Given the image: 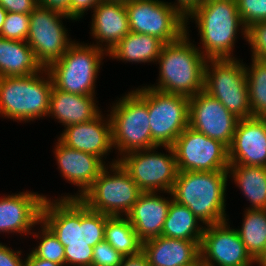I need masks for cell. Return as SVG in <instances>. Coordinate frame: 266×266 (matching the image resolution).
Wrapping results in <instances>:
<instances>
[{
  "mask_svg": "<svg viewBox=\"0 0 266 266\" xmlns=\"http://www.w3.org/2000/svg\"><path fill=\"white\" fill-rule=\"evenodd\" d=\"M109 217L78 198L45 197L41 208V221L64 246L65 266H92L93 247L104 241Z\"/></svg>",
  "mask_w": 266,
  "mask_h": 266,
  "instance_id": "obj_1",
  "label": "cell"
},
{
  "mask_svg": "<svg viewBox=\"0 0 266 266\" xmlns=\"http://www.w3.org/2000/svg\"><path fill=\"white\" fill-rule=\"evenodd\" d=\"M188 28L178 40L164 44L155 63H159L158 83L148 87L189 98L204 90L208 59L190 41Z\"/></svg>",
  "mask_w": 266,
  "mask_h": 266,
  "instance_id": "obj_2",
  "label": "cell"
},
{
  "mask_svg": "<svg viewBox=\"0 0 266 266\" xmlns=\"http://www.w3.org/2000/svg\"><path fill=\"white\" fill-rule=\"evenodd\" d=\"M188 20L195 21L202 44L197 48L207 59L236 58L233 51L240 30L247 40V28L240 18L236 0H204L186 18V26Z\"/></svg>",
  "mask_w": 266,
  "mask_h": 266,
  "instance_id": "obj_3",
  "label": "cell"
},
{
  "mask_svg": "<svg viewBox=\"0 0 266 266\" xmlns=\"http://www.w3.org/2000/svg\"><path fill=\"white\" fill-rule=\"evenodd\" d=\"M228 171L178 172L171 194L187 208L203 226L229 220L226 214Z\"/></svg>",
  "mask_w": 266,
  "mask_h": 266,
  "instance_id": "obj_4",
  "label": "cell"
},
{
  "mask_svg": "<svg viewBox=\"0 0 266 266\" xmlns=\"http://www.w3.org/2000/svg\"><path fill=\"white\" fill-rule=\"evenodd\" d=\"M52 88L46 68L28 76L0 77V117L20 123L48 117Z\"/></svg>",
  "mask_w": 266,
  "mask_h": 266,
  "instance_id": "obj_5",
  "label": "cell"
},
{
  "mask_svg": "<svg viewBox=\"0 0 266 266\" xmlns=\"http://www.w3.org/2000/svg\"><path fill=\"white\" fill-rule=\"evenodd\" d=\"M117 101V102H116ZM111 106L112 144L118 155L147 150L158 145L152 140L147 108V86L125 93Z\"/></svg>",
  "mask_w": 266,
  "mask_h": 266,
  "instance_id": "obj_6",
  "label": "cell"
},
{
  "mask_svg": "<svg viewBox=\"0 0 266 266\" xmlns=\"http://www.w3.org/2000/svg\"><path fill=\"white\" fill-rule=\"evenodd\" d=\"M104 55L108 53L94 43L73 41L65 54L46 68L53 86L71 94L96 96V79Z\"/></svg>",
  "mask_w": 266,
  "mask_h": 266,
  "instance_id": "obj_7",
  "label": "cell"
},
{
  "mask_svg": "<svg viewBox=\"0 0 266 266\" xmlns=\"http://www.w3.org/2000/svg\"><path fill=\"white\" fill-rule=\"evenodd\" d=\"M142 193L117 162L101 171L80 200L93 211L107 216L126 217Z\"/></svg>",
  "mask_w": 266,
  "mask_h": 266,
  "instance_id": "obj_8",
  "label": "cell"
},
{
  "mask_svg": "<svg viewBox=\"0 0 266 266\" xmlns=\"http://www.w3.org/2000/svg\"><path fill=\"white\" fill-rule=\"evenodd\" d=\"M204 91L218 99L237 118L252 117L243 60L208 59L205 66Z\"/></svg>",
  "mask_w": 266,
  "mask_h": 266,
  "instance_id": "obj_9",
  "label": "cell"
},
{
  "mask_svg": "<svg viewBox=\"0 0 266 266\" xmlns=\"http://www.w3.org/2000/svg\"><path fill=\"white\" fill-rule=\"evenodd\" d=\"M158 148L133 151L116 158L143 192L167 194L177 178V162L172 146H164L166 154L156 151Z\"/></svg>",
  "mask_w": 266,
  "mask_h": 266,
  "instance_id": "obj_10",
  "label": "cell"
},
{
  "mask_svg": "<svg viewBox=\"0 0 266 266\" xmlns=\"http://www.w3.org/2000/svg\"><path fill=\"white\" fill-rule=\"evenodd\" d=\"M130 31L154 36L165 44L186 33V19L163 0H128L125 2Z\"/></svg>",
  "mask_w": 266,
  "mask_h": 266,
  "instance_id": "obj_11",
  "label": "cell"
},
{
  "mask_svg": "<svg viewBox=\"0 0 266 266\" xmlns=\"http://www.w3.org/2000/svg\"><path fill=\"white\" fill-rule=\"evenodd\" d=\"M63 19L74 21L64 13L39 5L30 13L26 42L45 68L60 59L74 41L68 37Z\"/></svg>",
  "mask_w": 266,
  "mask_h": 266,
  "instance_id": "obj_12",
  "label": "cell"
},
{
  "mask_svg": "<svg viewBox=\"0 0 266 266\" xmlns=\"http://www.w3.org/2000/svg\"><path fill=\"white\" fill-rule=\"evenodd\" d=\"M147 108L152 140L161 148L172 146L189 126V97L147 86Z\"/></svg>",
  "mask_w": 266,
  "mask_h": 266,
  "instance_id": "obj_13",
  "label": "cell"
},
{
  "mask_svg": "<svg viewBox=\"0 0 266 266\" xmlns=\"http://www.w3.org/2000/svg\"><path fill=\"white\" fill-rule=\"evenodd\" d=\"M178 172L219 171L229 168L228 148L188 126L172 145Z\"/></svg>",
  "mask_w": 266,
  "mask_h": 266,
  "instance_id": "obj_14",
  "label": "cell"
},
{
  "mask_svg": "<svg viewBox=\"0 0 266 266\" xmlns=\"http://www.w3.org/2000/svg\"><path fill=\"white\" fill-rule=\"evenodd\" d=\"M224 222L205 226L200 244L201 262L208 266H253L238 231Z\"/></svg>",
  "mask_w": 266,
  "mask_h": 266,
  "instance_id": "obj_15",
  "label": "cell"
},
{
  "mask_svg": "<svg viewBox=\"0 0 266 266\" xmlns=\"http://www.w3.org/2000/svg\"><path fill=\"white\" fill-rule=\"evenodd\" d=\"M239 118L204 90L189 98V126L206 136L231 145Z\"/></svg>",
  "mask_w": 266,
  "mask_h": 266,
  "instance_id": "obj_16",
  "label": "cell"
},
{
  "mask_svg": "<svg viewBox=\"0 0 266 266\" xmlns=\"http://www.w3.org/2000/svg\"><path fill=\"white\" fill-rule=\"evenodd\" d=\"M54 145V155L57 168L66 181L78 187L74 195H65L59 198H78L92 186L93 182L99 177L101 171L109 164L118 162V159H112V162L105 164L99 157L72 149L63 144L59 139Z\"/></svg>",
  "mask_w": 266,
  "mask_h": 266,
  "instance_id": "obj_17",
  "label": "cell"
},
{
  "mask_svg": "<svg viewBox=\"0 0 266 266\" xmlns=\"http://www.w3.org/2000/svg\"><path fill=\"white\" fill-rule=\"evenodd\" d=\"M46 195L25 191L0 197V234L30 235L41 221ZM33 228V229H32Z\"/></svg>",
  "mask_w": 266,
  "mask_h": 266,
  "instance_id": "obj_18",
  "label": "cell"
},
{
  "mask_svg": "<svg viewBox=\"0 0 266 266\" xmlns=\"http://www.w3.org/2000/svg\"><path fill=\"white\" fill-rule=\"evenodd\" d=\"M228 159L230 165L266 167V118L239 119Z\"/></svg>",
  "mask_w": 266,
  "mask_h": 266,
  "instance_id": "obj_19",
  "label": "cell"
},
{
  "mask_svg": "<svg viewBox=\"0 0 266 266\" xmlns=\"http://www.w3.org/2000/svg\"><path fill=\"white\" fill-rule=\"evenodd\" d=\"M106 116L100 113L88 122L68 126L57 139L69 148L99 157L106 164L104 158L113 151L111 119Z\"/></svg>",
  "mask_w": 266,
  "mask_h": 266,
  "instance_id": "obj_20",
  "label": "cell"
},
{
  "mask_svg": "<svg viewBox=\"0 0 266 266\" xmlns=\"http://www.w3.org/2000/svg\"><path fill=\"white\" fill-rule=\"evenodd\" d=\"M92 12L90 33L94 45L109 53L130 32L125 3L101 1Z\"/></svg>",
  "mask_w": 266,
  "mask_h": 266,
  "instance_id": "obj_21",
  "label": "cell"
},
{
  "mask_svg": "<svg viewBox=\"0 0 266 266\" xmlns=\"http://www.w3.org/2000/svg\"><path fill=\"white\" fill-rule=\"evenodd\" d=\"M201 241L159 236L142 242L150 266H196L201 261Z\"/></svg>",
  "mask_w": 266,
  "mask_h": 266,
  "instance_id": "obj_22",
  "label": "cell"
},
{
  "mask_svg": "<svg viewBox=\"0 0 266 266\" xmlns=\"http://www.w3.org/2000/svg\"><path fill=\"white\" fill-rule=\"evenodd\" d=\"M158 194L143 192L126 216L142 242L161 236L173 196L171 192H168L169 198Z\"/></svg>",
  "mask_w": 266,
  "mask_h": 266,
  "instance_id": "obj_23",
  "label": "cell"
},
{
  "mask_svg": "<svg viewBox=\"0 0 266 266\" xmlns=\"http://www.w3.org/2000/svg\"><path fill=\"white\" fill-rule=\"evenodd\" d=\"M96 96L71 94L56 89L50 94L48 116L58 120L66 128L71 125L88 122L102 111L95 99Z\"/></svg>",
  "mask_w": 266,
  "mask_h": 266,
  "instance_id": "obj_24",
  "label": "cell"
},
{
  "mask_svg": "<svg viewBox=\"0 0 266 266\" xmlns=\"http://www.w3.org/2000/svg\"><path fill=\"white\" fill-rule=\"evenodd\" d=\"M44 69L26 41L0 36V77L28 76Z\"/></svg>",
  "mask_w": 266,
  "mask_h": 266,
  "instance_id": "obj_25",
  "label": "cell"
},
{
  "mask_svg": "<svg viewBox=\"0 0 266 266\" xmlns=\"http://www.w3.org/2000/svg\"><path fill=\"white\" fill-rule=\"evenodd\" d=\"M164 44L157 37L130 31L114 46L108 56L132 64L154 63L157 62Z\"/></svg>",
  "mask_w": 266,
  "mask_h": 266,
  "instance_id": "obj_26",
  "label": "cell"
},
{
  "mask_svg": "<svg viewBox=\"0 0 266 266\" xmlns=\"http://www.w3.org/2000/svg\"><path fill=\"white\" fill-rule=\"evenodd\" d=\"M228 177L247 198L250 206L246 209H266V167L229 165Z\"/></svg>",
  "mask_w": 266,
  "mask_h": 266,
  "instance_id": "obj_27",
  "label": "cell"
},
{
  "mask_svg": "<svg viewBox=\"0 0 266 266\" xmlns=\"http://www.w3.org/2000/svg\"><path fill=\"white\" fill-rule=\"evenodd\" d=\"M241 228H237L240 239L248 253L259 264L266 263V209H246Z\"/></svg>",
  "mask_w": 266,
  "mask_h": 266,
  "instance_id": "obj_28",
  "label": "cell"
},
{
  "mask_svg": "<svg viewBox=\"0 0 266 266\" xmlns=\"http://www.w3.org/2000/svg\"><path fill=\"white\" fill-rule=\"evenodd\" d=\"M204 228L205 226L201 225L187 206L172 200L161 235L188 241H202Z\"/></svg>",
  "mask_w": 266,
  "mask_h": 266,
  "instance_id": "obj_29",
  "label": "cell"
},
{
  "mask_svg": "<svg viewBox=\"0 0 266 266\" xmlns=\"http://www.w3.org/2000/svg\"><path fill=\"white\" fill-rule=\"evenodd\" d=\"M104 240L123 256L142 251V241L127 217L110 216L106 221Z\"/></svg>",
  "mask_w": 266,
  "mask_h": 266,
  "instance_id": "obj_30",
  "label": "cell"
},
{
  "mask_svg": "<svg viewBox=\"0 0 266 266\" xmlns=\"http://www.w3.org/2000/svg\"><path fill=\"white\" fill-rule=\"evenodd\" d=\"M251 61L245 74L252 117L266 118V60L251 57Z\"/></svg>",
  "mask_w": 266,
  "mask_h": 266,
  "instance_id": "obj_31",
  "label": "cell"
},
{
  "mask_svg": "<svg viewBox=\"0 0 266 266\" xmlns=\"http://www.w3.org/2000/svg\"><path fill=\"white\" fill-rule=\"evenodd\" d=\"M39 224V229L41 230L37 231L38 233L32 231L31 235L33 234L32 236L34 238L40 239V242L39 245L33 247L31 252L38 258L65 266L64 246L42 221H40Z\"/></svg>",
  "mask_w": 266,
  "mask_h": 266,
  "instance_id": "obj_32",
  "label": "cell"
},
{
  "mask_svg": "<svg viewBox=\"0 0 266 266\" xmlns=\"http://www.w3.org/2000/svg\"><path fill=\"white\" fill-rule=\"evenodd\" d=\"M29 23L30 14L7 12L0 36L5 39L26 41Z\"/></svg>",
  "mask_w": 266,
  "mask_h": 266,
  "instance_id": "obj_33",
  "label": "cell"
},
{
  "mask_svg": "<svg viewBox=\"0 0 266 266\" xmlns=\"http://www.w3.org/2000/svg\"><path fill=\"white\" fill-rule=\"evenodd\" d=\"M240 18L246 28L266 21V0H236Z\"/></svg>",
  "mask_w": 266,
  "mask_h": 266,
  "instance_id": "obj_34",
  "label": "cell"
},
{
  "mask_svg": "<svg viewBox=\"0 0 266 266\" xmlns=\"http://www.w3.org/2000/svg\"><path fill=\"white\" fill-rule=\"evenodd\" d=\"M246 42L251 46V57L266 60V21L247 28Z\"/></svg>",
  "mask_w": 266,
  "mask_h": 266,
  "instance_id": "obj_35",
  "label": "cell"
},
{
  "mask_svg": "<svg viewBox=\"0 0 266 266\" xmlns=\"http://www.w3.org/2000/svg\"><path fill=\"white\" fill-rule=\"evenodd\" d=\"M123 258L121 253L104 240L93 247L92 266H120Z\"/></svg>",
  "mask_w": 266,
  "mask_h": 266,
  "instance_id": "obj_36",
  "label": "cell"
},
{
  "mask_svg": "<svg viewBox=\"0 0 266 266\" xmlns=\"http://www.w3.org/2000/svg\"><path fill=\"white\" fill-rule=\"evenodd\" d=\"M0 6L6 12L30 14L38 6V0H0Z\"/></svg>",
  "mask_w": 266,
  "mask_h": 266,
  "instance_id": "obj_37",
  "label": "cell"
},
{
  "mask_svg": "<svg viewBox=\"0 0 266 266\" xmlns=\"http://www.w3.org/2000/svg\"><path fill=\"white\" fill-rule=\"evenodd\" d=\"M21 255V250H14L0 243V266H25V258L21 259Z\"/></svg>",
  "mask_w": 266,
  "mask_h": 266,
  "instance_id": "obj_38",
  "label": "cell"
},
{
  "mask_svg": "<svg viewBox=\"0 0 266 266\" xmlns=\"http://www.w3.org/2000/svg\"><path fill=\"white\" fill-rule=\"evenodd\" d=\"M101 1L102 0H69V17L73 18L75 21H79L88 10H93Z\"/></svg>",
  "mask_w": 266,
  "mask_h": 266,
  "instance_id": "obj_39",
  "label": "cell"
},
{
  "mask_svg": "<svg viewBox=\"0 0 266 266\" xmlns=\"http://www.w3.org/2000/svg\"><path fill=\"white\" fill-rule=\"evenodd\" d=\"M203 1L204 0H175L173 4L171 2L168 3L186 19L203 3Z\"/></svg>",
  "mask_w": 266,
  "mask_h": 266,
  "instance_id": "obj_40",
  "label": "cell"
},
{
  "mask_svg": "<svg viewBox=\"0 0 266 266\" xmlns=\"http://www.w3.org/2000/svg\"><path fill=\"white\" fill-rule=\"evenodd\" d=\"M38 5L69 16V0H38Z\"/></svg>",
  "mask_w": 266,
  "mask_h": 266,
  "instance_id": "obj_41",
  "label": "cell"
},
{
  "mask_svg": "<svg viewBox=\"0 0 266 266\" xmlns=\"http://www.w3.org/2000/svg\"><path fill=\"white\" fill-rule=\"evenodd\" d=\"M120 266H150L145 254L141 251L139 254L124 256Z\"/></svg>",
  "mask_w": 266,
  "mask_h": 266,
  "instance_id": "obj_42",
  "label": "cell"
},
{
  "mask_svg": "<svg viewBox=\"0 0 266 266\" xmlns=\"http://www.w3.org/2000/svg\"><path fill=\"white\" fill-rule=\"evenodd\" d=\"M25 258V266H62L59 263H54L49 260L36 257L31 251L27 253Z\"/></svg>",
  "mask_w": 266,
  "mask_h": 266,
  "instance_id": "obj_43",
  "label": "cell"
},
{
  "mask_svg": "<svg viewBox=\"0 0 266 266\" xmlns=\"http://www.w3.org/2000/svg\"><path fill=\"white\" fill-rule=\"evenodd\" d=\"M6 15H7V12L0 6V31H1L2 26L4 24Z\"/></svg>",
  "mask_w": 266,
  "mask_h": 266,
  "instance_id": "obj_44",
  "label": "cell"
},
{
  "mask_svg": "<svg viewBox=\"0 0 266 266\" xmlns=\"http://www.w3.org/2000/svg\"><path fill=\"white\" fill-rule=\"evenodd\" d=\"M102 1H113V2H127L128 0H102Z\"/></svg>",
  "mask_w": 266,
  "mask_h": 266,
  "instance_id": "obj_45",
  "label": "cell"
},
{
  "mask_svg": "<svg viewBox=\"0 0 266 266\" xmlns=\"http://www.w3.org/2000/svg\"><path fill=\"white\" fill-rule=\"evenodd\" d=\"M196 266H208V265H205V264H203V263L200 261Z\"/></svg>",
  "mask_w": 266,
  "mask_h": 266,
  "instance_id": "obj_46",
  "label": "cell"
},
{
  "mask_svg": "<svg viewBox=\"0 0 266 266\" xmlns=\"http://www.w3.org/2000/svg\"><path fill=\"white\" fill-rule=\"evenodd\" d=\"M257 266H266V263H264V264H259V265H257Z\"/></svg>",
  "mask_w": 266,
  "mask_h": 266,
  "instance_id": "obj_47",
  "label": "cell"
}]
</instances>
